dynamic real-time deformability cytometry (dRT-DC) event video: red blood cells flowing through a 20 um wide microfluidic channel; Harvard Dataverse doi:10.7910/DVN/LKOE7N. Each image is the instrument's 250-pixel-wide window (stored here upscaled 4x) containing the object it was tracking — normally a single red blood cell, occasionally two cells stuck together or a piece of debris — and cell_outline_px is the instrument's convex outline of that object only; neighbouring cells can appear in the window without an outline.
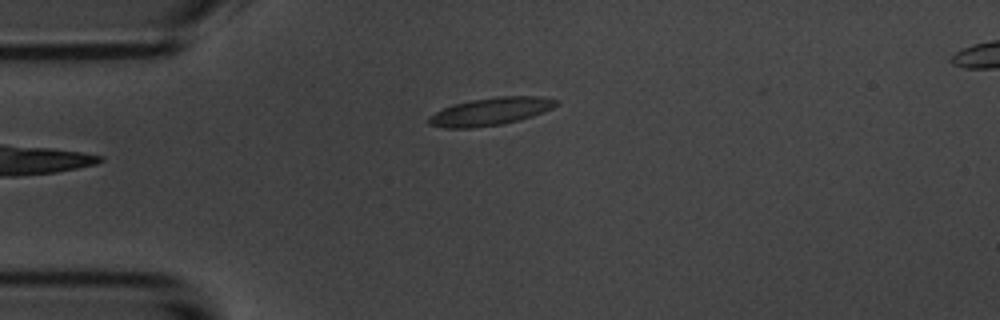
{"species": "common noctule bat (a hibernating species)", "species_latin": "Nyctalus noctula", "temperature_condition": "room temperature", "stored_images_in_passage": 5, "camera_frame_rate_fps": 3000, "um_per_image_px": 0.085, "animal": {"sex": "male", "body_mass_g": 20.1, "forearm_length_mm": 53.5}, "frame": {"image": 1, "passage_image": 5, "time_ms": 5.333, "image_size_px": [1000, 320], "cell_outline_px": [[560, 104], [552, 108], [532, 116], [520, 120], [504, 124], [472, 128], [444, 128], [428, 124], [428, 116], [444, 108], [456, 104], [472, 100], [496, 96], [540, 96], [560, 100]], "centroid_in_image_um": [41.73, 9.48], "position_along_channel_um": 43.3, "area_um2": 20.63}}